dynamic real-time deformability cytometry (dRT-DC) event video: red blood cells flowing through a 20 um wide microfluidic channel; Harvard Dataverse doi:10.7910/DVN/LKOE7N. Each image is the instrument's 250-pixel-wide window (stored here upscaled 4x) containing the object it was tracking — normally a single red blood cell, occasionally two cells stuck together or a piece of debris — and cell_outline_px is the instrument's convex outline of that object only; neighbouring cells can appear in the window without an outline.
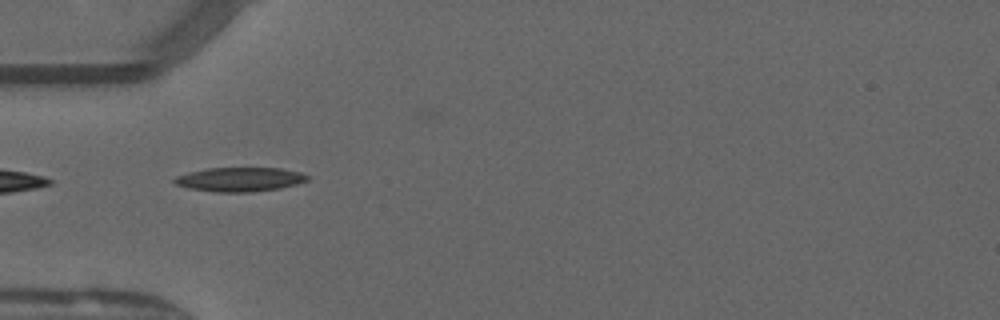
{"species": "common noctule bat (a hibernating species)", "species_latin": "Nyctalus noctula", "temperature_condition": "warm", "stored_images_in_passage": 28, "camera_frame_rate_fps": 3000, "um_per_image_px": 0.085, "animal": {"sex": "male", "forearm_length_mm": 52.5}, "frame": {"image": 1, "passage_image": 1, "time_ms": 0.0, "image_size_px": [1000, 320], "cell_outline_px": [[308, 180], [296, 184], [280, 188], [252, 192], [216, 192], [188, 188], [176, 184], [172, 180], [176, 176], [188, 172], [208, 168], [280, 168], [300, 172], [308, 176]], "centroid_in_image_um": [20.36, 15.25], "position_along_channel_um": 64.6, "area_um2": 18.67}}
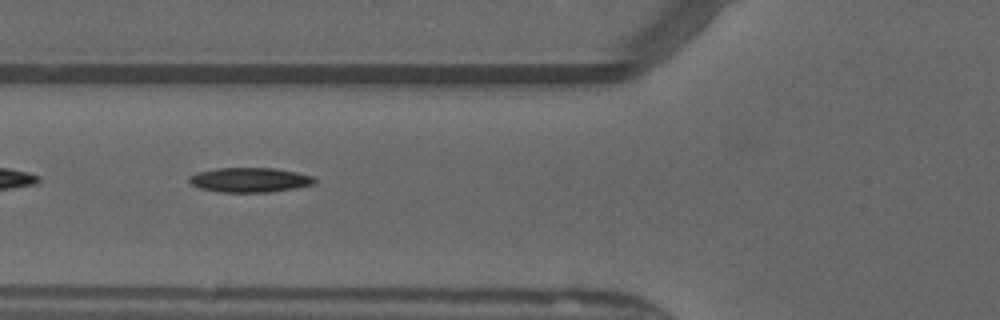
{"frame": {"image": 2, "passage_image": 4, "time_ms": 1.0, "image_size_px": [1000, 320], "cell_outline_px": [[316, 184], [296, 188], [268, 192], [220, 192], [200, 188], [192, 184], [188, 180], [188, 176], [196, 172], [216, 168], [276, 168], [296, 172], [312, 176], [316, 180]], "centroid_in_image_um": [21.23, 15.29], "position_along_channel_um": 104.6, "area_um2": 18.09}}